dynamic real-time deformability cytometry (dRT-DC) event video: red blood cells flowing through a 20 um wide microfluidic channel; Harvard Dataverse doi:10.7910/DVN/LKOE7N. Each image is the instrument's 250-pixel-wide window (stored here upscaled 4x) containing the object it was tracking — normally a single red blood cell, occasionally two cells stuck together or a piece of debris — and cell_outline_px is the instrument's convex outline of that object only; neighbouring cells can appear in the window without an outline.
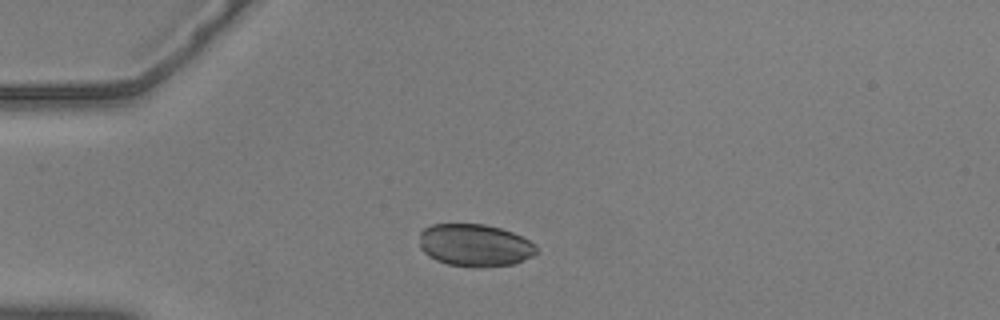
{"species": "common noctule bat (a hibernating species)", "species_latin": "Nyctalus noctula", "temperature_condition": "warm", "stored_images_in_passage": 42, "camera_frame_rate_fps": 3000, "um_per_image_px": 0.085, "animal": {"sex": "male", "body_mass_g": 20.5, "forearm_length_mm": 52.5}, "frame": {"image": 1, "passage_image": 1, "time_ms": 0.0, "image_size_px": [1000, 320], "cell_outline_px": [[536, 252], [532, 256], [516, 264], [484, 268], [476, 268], [448, 264], [436, 260], [428, 256], [420, 248], [420, 232], [424, 228], [432, 224], [484, 224], [500, 228], [512, 232], [536, 244]], "centroid_in_image_um": [40.36, 20.86], "position_along_channel_um": 44.6, "area_um2": 29.19}}
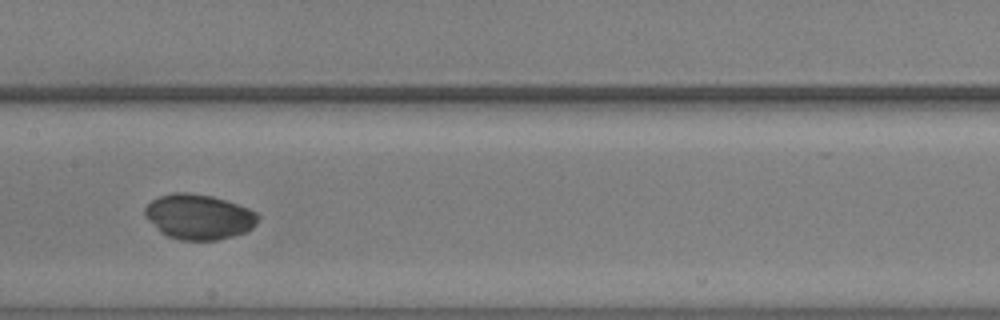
{"frame": {"image": 2, "passage_image": 15, "time_ms": 4.667, "image_size_px": [1000, 320], "cell_outline_px": [[260, 216], [256, 224], [248, 232], [216, 240], [180, 240], [168, 236], [160, 232], [144, 216], [144, 208], [152, 200], [160, 196], [172, 192], [184, 192], [212, 196], [248, 208], [256, 212]], "centroid_in_image_um": [16.89, 18.43], "position_along_channel_um": 190.5, "area_um2": 29.77}}
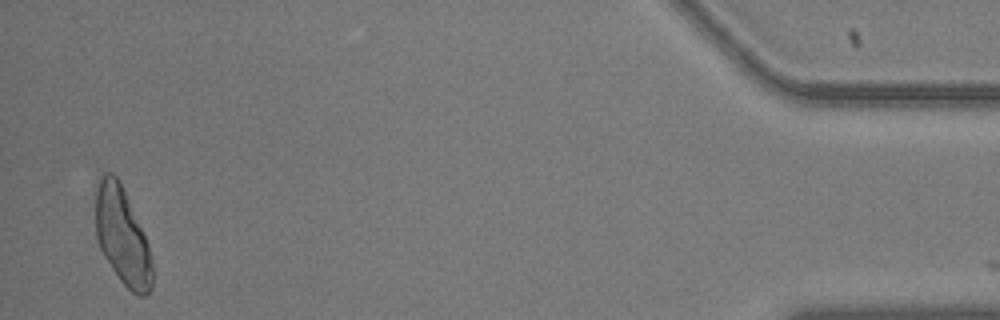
{"frame": {"image": 3, "passage_image": 41, "time_ms": 13.333, "image_size_px": [1000, 320], "cell_outline_px": [[152, 288], [144, 296], [140, 296], [132, 292], [120, 280], [104, 256], [100, 248], [96, 236], [96, 192], [100, 180], [104, 172], [112, 172], [116, 176], [124, 192], [148, 244], [152, 264]], "centroid_in_image_um": [10.39, 20.12], "position_along_channel_um": 424.8, "area_um2": 31.27}}